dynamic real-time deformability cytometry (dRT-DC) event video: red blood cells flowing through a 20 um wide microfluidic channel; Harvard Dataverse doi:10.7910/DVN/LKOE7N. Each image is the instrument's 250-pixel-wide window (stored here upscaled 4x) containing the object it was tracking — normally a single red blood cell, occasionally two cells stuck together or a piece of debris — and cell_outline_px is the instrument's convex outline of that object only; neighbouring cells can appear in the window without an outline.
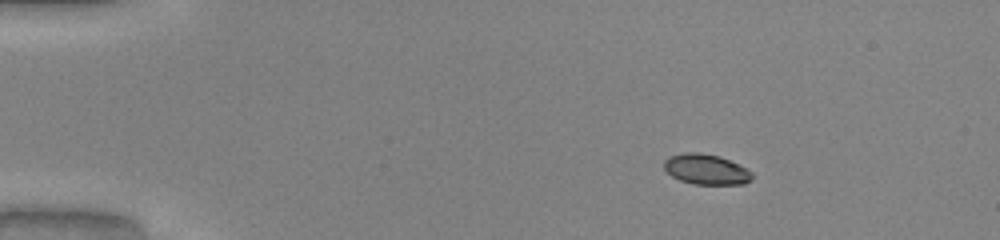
{"species": "common noctule bat (a hibernating species)", "species_latin": "Nyctalus noctula", "temperature_condition": "warm", "stored_images_in_passage": 44, "camera_frame_rate_fps": 3000, "um_per_image_px": 0.085, "animal": {"sex": "male", "body_mass_g": 20.0, "forearm_length_mm": 53.3}, "frame": {"image": 1, "passage_image": 1, "time_ms": 0.0, "image_size_px": [1000, 240], "cell_outline_px": [[752, 180], [744, 184], [692, 184], [680, 180], [672, 176], [664, 168], [664, 160], [668, 156], [684, 152], [700, 152], [720, 156], [752, 172]], "centroid_in_image_um": [59.99, 14.39], "position_along_channel_um": 25.0, "area_um2": 15.55}}
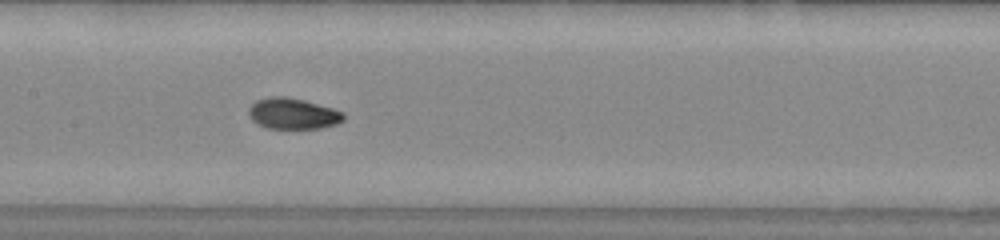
{"frame": {"image": 2, "passage_image": 19, "time_ms": 6.0, "image_size_px": [1000, 240], "cell_outline_px": [[344, 120], [336, 124], [320, 128], [268, 128], [256, 124], [248, 116], [248, 108], [256, 100], [268, 96], [284, 96], [304, 100], [332, 108], [344, 112]], "centroid_in_image_um": [24.86, 9.65], "position_along_channel_um": 182.5, "area_um2": 17.22}}
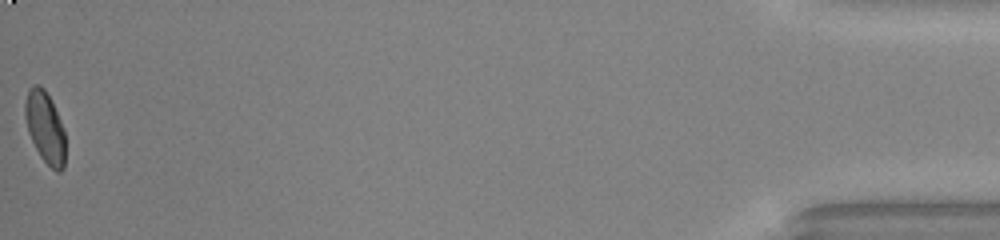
{"frame": {"image": 3, "passage_image": 44, "time_ms": 14.333, "image_size_px": [1000, 240], "cell_outline_px": [[64, 168], [60, 172], [56, 172], [40, 156], [28, 132], [24, 116], [24, 104], [28, 88], [32, 84], [40, 84], [44, 88], [52, 100], [64, 128]], "centroid_in_image_um": [3.81, 10.76], "position_along_channel_um": 431.4, "area_um2": 16.99}, "authors_computed_cell_mechanics": {"area_um2": 16.9354, "velocity_mm_per_s": 4.1003, "shape_relaxation_time_tau1_ms": 7.2154, "shape_relaxation_time_tau2_ms": 1.0764, "deformation_change_tau1": 0.2157, "deformation_change_tau2": 0.037}}